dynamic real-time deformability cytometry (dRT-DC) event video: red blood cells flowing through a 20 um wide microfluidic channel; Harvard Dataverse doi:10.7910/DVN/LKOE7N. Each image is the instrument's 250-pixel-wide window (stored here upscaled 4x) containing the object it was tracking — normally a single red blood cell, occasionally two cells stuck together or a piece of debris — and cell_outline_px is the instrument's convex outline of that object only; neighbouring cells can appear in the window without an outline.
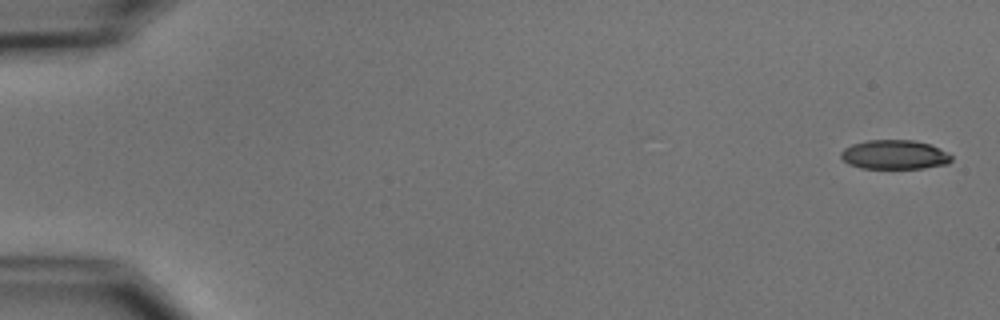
{"species": "common noctule bat (a hibernating species)", "species_latin": "Nyctalus noctula", "temperature_condition": "cold", "stored_images_in_passage": 11, "camera_frame_rate_fps": 3000, "um_per_image_px": 0.085, "animal": {"sex": "male", "body_mass_g": 15.6}, "frame": {"image": 1, "passage_image": 1, "time_ms": 0.0, "image_size_px": [1000, 320], "cell_outline_px": [[952, 160], [948, 164], [924, 168], [860, 168], [848, 164], [840, 156], [840, 152], [844, 148], [852, 144], [868, 140], [912, 140], [928, 144], [948, 152], [952, 156]], "centroid_in_image_um": [76.03, 13.15], "position_along_channel_um": 9.0, "area_um2": 18.84}}
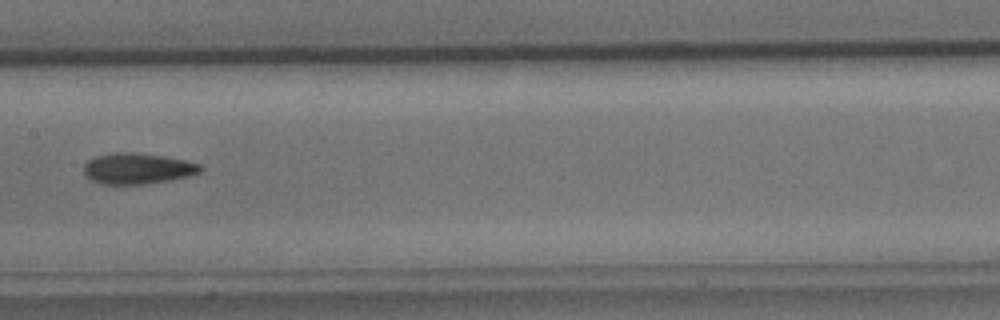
{"frame": {"image": 2, "passage_image": 8, "time_ms": 9.0, "image_size_px": [1000, 320], "cell_outline_px": [[204, 168], [200, 172], [188, 176], [168, 180], [144, 184], [100, 184], [92, 180], [84, 172], [84, 164], [88, 160], [96, 156], [112, 152], [132, 152], [164, 156], [184, 160], [200, 164]], "centroid_in_image_um": [11.68, 14.32], "position_along_channel_um": 195.7, "area_um2": 20.92}}
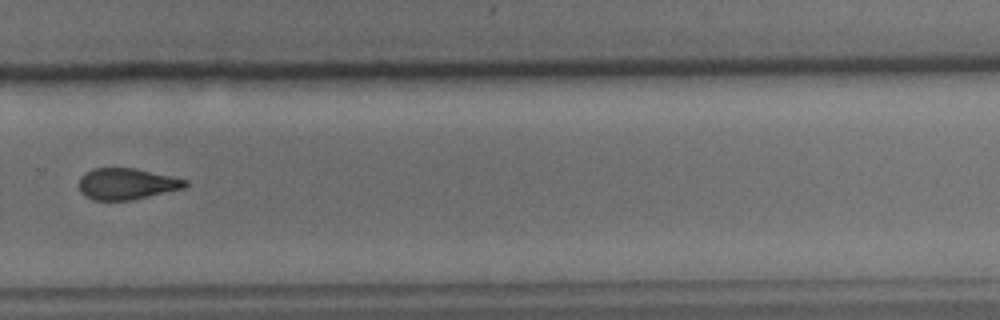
{"frame": {"image": 3, "passage_image": 11, "time_ms": 12.333, "image_size_px": [1000, 320], "cell_outline_px": [[188, 184], [184, 188], [132, 200], [92, 200], [84, 196], [80, 192], [80, 176], [84, 172], [92, 168], [136, 168], [188, 180]], "centroid_in_image_um": [10.74, 15.62], "position_along_channel_um": 319.1, "area_um2": 19.48}}